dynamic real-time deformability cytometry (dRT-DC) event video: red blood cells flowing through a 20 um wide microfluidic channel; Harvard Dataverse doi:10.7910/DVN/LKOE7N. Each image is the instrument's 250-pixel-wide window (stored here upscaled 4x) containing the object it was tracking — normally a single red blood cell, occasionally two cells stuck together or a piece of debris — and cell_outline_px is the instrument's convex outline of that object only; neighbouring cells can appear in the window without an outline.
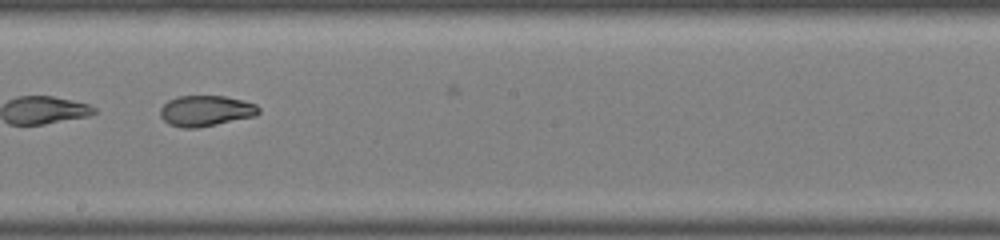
{"species": "common noctule bat (a hibernating species)", "species_latin": "Nyctalus noctula", "temperature_condition": "warm", "stored_images_in_passage": 27, "camera_frame_rate_fps": 3000, "um_per_image_px": 0.085, "animal": {"sex": "male", "body_mass_g": 19.0, "forearm_length_mm": 50.8}, "frame": {"image": 1, "passage_image": 19, "time_ms": 6.0, "image_size_px": [1000, 240], "cell_outline_px": [[260, 112], [256, 116], [196, 128], [184, 128], [168, 124], [160, 116], [160, 108], [168, 100], [176, 96], [224, 96], [244, 100], [256, 104], [260, 108]], "centroid_in_image_um": [17.5, 9.41], "position_along_channel_um": 230.7, "area_um2": 17.74}}
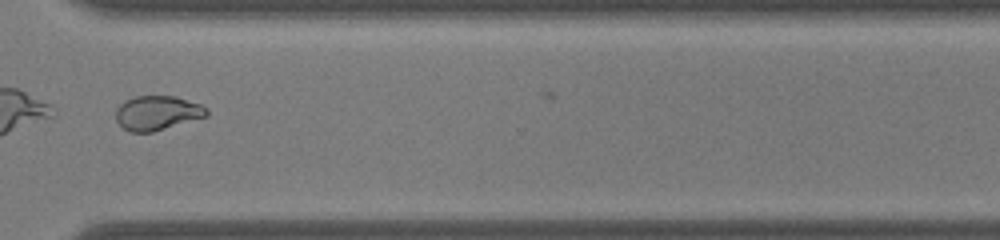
{"frame": {"image": 2, "passage_image": 26, "time_ms": 8.333, "image_size_px": [1000, 240], "cell_outline_px": [[208, 116], [152, 132], [128, 132], [116, 120], [116, 108], [124, 100], [136, 96], [176, 96], [200, 104], [208, 108]], "centroid_in_image_um": [13.37, 9.59], "position_along_channel_um": 357.2, "area_um2": 18.26}}